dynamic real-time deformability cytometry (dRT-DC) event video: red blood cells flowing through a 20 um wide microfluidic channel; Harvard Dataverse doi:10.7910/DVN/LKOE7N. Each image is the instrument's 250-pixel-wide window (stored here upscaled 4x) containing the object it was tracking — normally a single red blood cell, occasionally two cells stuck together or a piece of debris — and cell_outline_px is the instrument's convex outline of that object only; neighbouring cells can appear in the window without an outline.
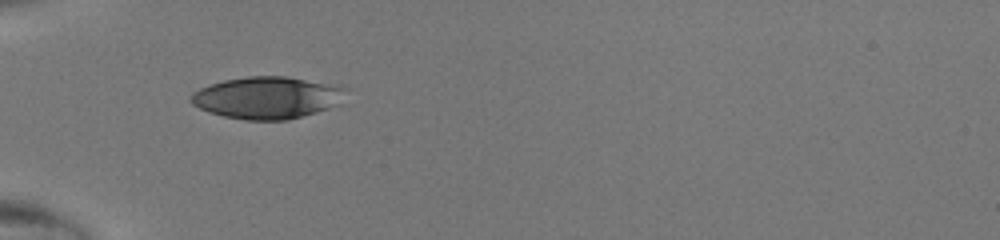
{"species": "human", "species_latin": "Homo sapiens", "temperature_condition": "room temperature", "stored_images_in_passage": 31, "camera_frame_rate_fps": 3000, "um_per_image_px": 0.085, "donor": {"sex": "male"}, "frame": {"image": 1, "passage_image": 1, "time_ms": 0.0, "image_size_px": [1000, 240], "cell_outline_px": [[348, 88], [336, 104], [328, 108], [316, 112], [288, 120], [244, 120], [224, 116], [200, 108], [192, 104], [188, 100], [192, 92], [200, 88], [224, 80], [248, 76], [288, 76], [340, 84]], "centroid_in_image_um": [22.72, 8.28], "position_along_channel_um": 62.3, "area_um2": 38.09}}
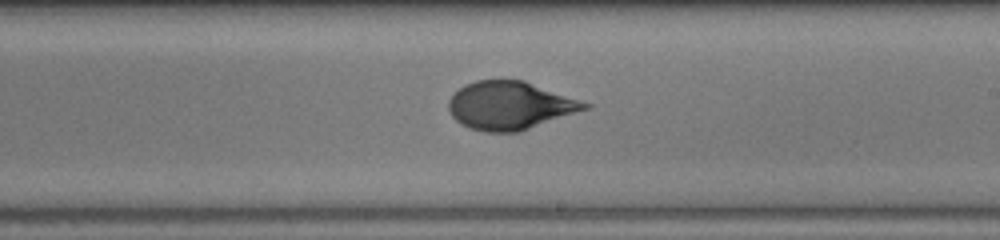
{"frame": {"image": 2, "passage_image": 14, "time_ms": 4.333, "image_size_px": [1000, 240], "cell_outline_px": [[592, 108], [520, 132], [484, 132], [472, 128], [456, 120], [452, 116], [448, 108], [448, 100], [464, 84], [476, 80], [524, 80], [592, 104]], "centroid_in_image_um": [43.4, 8.97], "position_along_channel_um": 245.6, "area_um2": 38.32}}
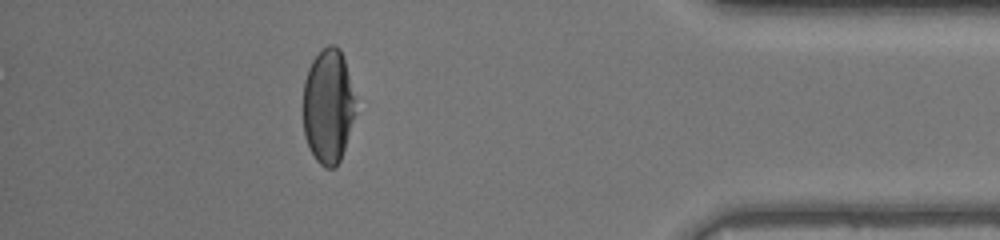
{"frame": {"image": 3, "passage_image": 27, "time_ms": 8.667, "image_size_px": [1000, 240], "cell_outline_px": [[352, 116], [344, 148], [340, 160], [336, 168], [324, 168], [316, 160], [308, 144], [304, 132], [304, 80], [308, 68], [312, 60], [328, 44], [332, 44], [340, 48], [344, 60], [348, 76], [352, 96]], "centroid_in_image_um": [27.83, 9.03], "position_along_channel_um": 407.4, "area_um2": 33.7}}